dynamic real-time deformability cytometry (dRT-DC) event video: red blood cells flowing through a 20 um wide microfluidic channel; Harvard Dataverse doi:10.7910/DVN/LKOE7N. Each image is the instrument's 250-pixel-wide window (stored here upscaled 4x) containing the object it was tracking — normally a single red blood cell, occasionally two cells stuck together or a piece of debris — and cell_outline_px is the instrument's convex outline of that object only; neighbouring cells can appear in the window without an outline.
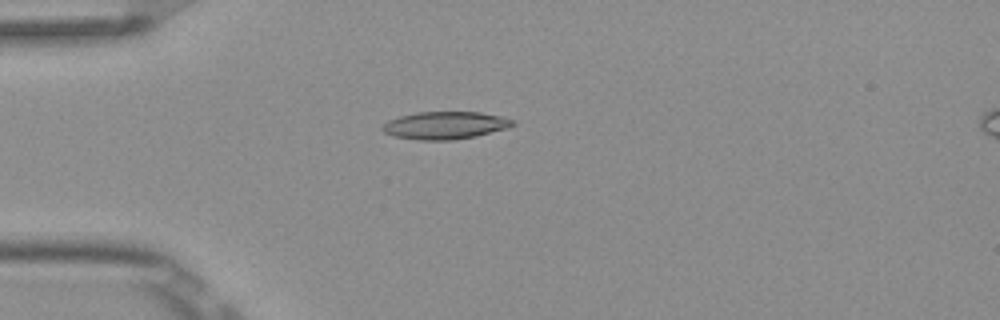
{"species": "Egyptian fruit bat (a non-hibernating species)", "species_latin": "Rousettus aegyptiacus", "temperature_condition": "room temperature", "stored_images_in_passage": 2, "camera_frame_rate_fps": 3000, "um_per_image_px": 0.085, "frame": {"image": 1, "passage_image": 2, "time_ms": 0.333, "image_size_px": [1000, 320], "cell_outline_px": [[516, 124], [508, 128], [476, 136], [452, 140], [416, 140], [392, 136], [384, 132], [380, 128], [380, 124], [388, 120], [400, 116], [416, 112], [480, 112], [504, 116], [516, 120]], "centroid_in_image_um": [37.83, 10.65], "position_along_channel_um": 47.2, "area_um2": 21.33}}